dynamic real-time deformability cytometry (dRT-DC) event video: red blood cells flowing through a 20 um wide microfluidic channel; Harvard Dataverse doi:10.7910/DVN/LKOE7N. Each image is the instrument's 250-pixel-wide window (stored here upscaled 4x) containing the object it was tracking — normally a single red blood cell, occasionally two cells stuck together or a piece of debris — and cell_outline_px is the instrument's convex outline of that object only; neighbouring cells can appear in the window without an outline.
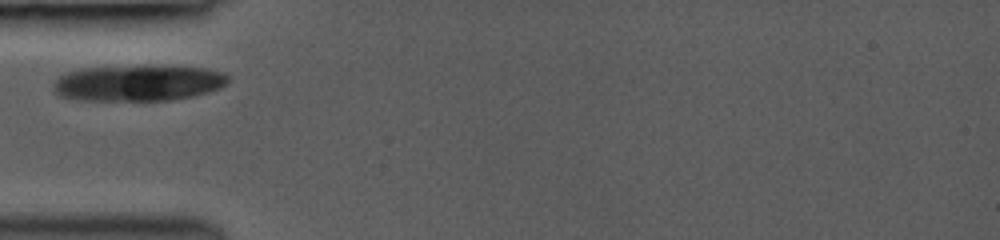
{"species": "common noctule bat (a hibernating species)", "species_latin": "Nyctalus noctula", "temperature_condition": "room temperature", "stored_images_in_passage": 17, "camera_frame_rate_fps": 3000, "um_per_image_px": 0.085, "animal": {"sex": "female", "body_mass_g": 19.0, "forearm_length_mm": 53.3}, "frame": {"image": 1, "passage_image": 1, "time_ms": 0.0, "image_size_px": [1000, 240], "cell_outline_px": [[232, 80], [228, 84], [220, 88], [208, 92], [192, 96], [172, 100], [84, 100], [56, 96], [52, 88], [52, 84], [64, 72], [84, 68], [204, 68], [224, 72]], "centroid_in_image_um": [11.73, 7.09], "position_along_channel_um": 73.3, "area_um2": 35.89}}
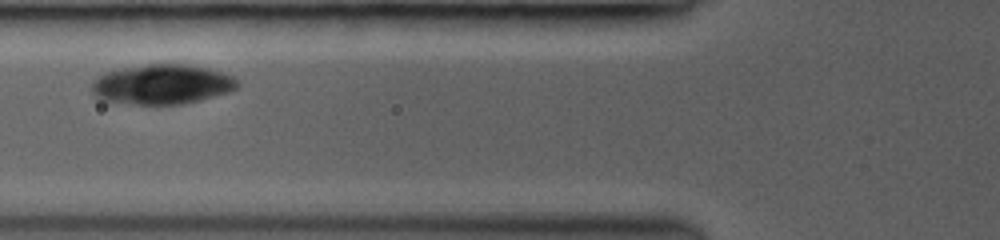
{"frame": {"image": 2, "passage_image": 6, "time_ms": 1.0, "image_size_px": [1000, 240], "cell_outline_px": [[240, 84], [236, 88], [228, 92], [200, 100], [180, 104], [132, 104], [100, 100], [92, 92], [92, 80], [104, 72], [120, 68], [148, 64], [188, 64], [208, 68], [232, 76]], "centroid_in_image_um": [13.73, 7.16], "position_along_channel_um": 112.1, "area_um2": 33.87}}
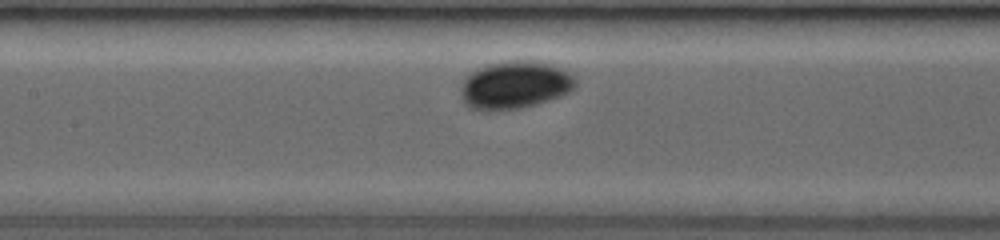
{"frame": {"image": 3, "passage_image": 13, "time_ms": 2.333, "image_size_px": [1000, 240], "cell_outline_px": [[576, 84], [568, 92], [560, 96], [536, 104], [520, 108], [488, 112], [468, 108], [464, 104], [460, 96], [460, 80], [464, 76], [488, 64], [504, 60], [540, 60], [560, 68], [568, 72], [576, 80]], "centroid_in_image_um": [43.67, 7.23], "position_along_channel_um": 163.7, "area_um2": 32.54}}